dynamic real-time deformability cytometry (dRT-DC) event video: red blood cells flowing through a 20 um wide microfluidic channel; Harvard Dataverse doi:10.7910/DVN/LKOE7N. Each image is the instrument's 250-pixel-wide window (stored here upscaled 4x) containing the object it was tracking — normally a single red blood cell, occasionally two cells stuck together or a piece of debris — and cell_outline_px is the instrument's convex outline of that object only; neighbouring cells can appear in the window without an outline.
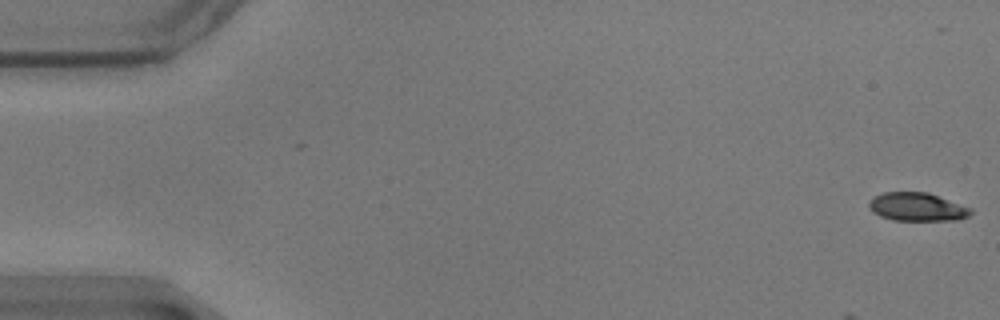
{"species": "common noctule bat (a hibernating species)", "species_latin": "Nyctalus noctula", "temperature_condition": "warm", "stored_images_in_passage": 5, "camera_frame_rate_fps": 3000, "um_per_image_px": 0.085, "animal": {"sex": "male", "body_mass_g": 17.9}, "frame": {"image": 1, "passage_image": 1, "time_ms": 0.0, "image_size_px": [1000, 320], "cell_outline_px": [[972, 212], [968, 216], [956, 220], [892, 220], [880, 216], [872, 212], [868, 204], [876, 196], [884, 192], [928, 192], [972, 208]], "centroid_in_image_um": [77.97, 17.59], "position_along_channel_um": 7.0, "area_um2": 16.7}}